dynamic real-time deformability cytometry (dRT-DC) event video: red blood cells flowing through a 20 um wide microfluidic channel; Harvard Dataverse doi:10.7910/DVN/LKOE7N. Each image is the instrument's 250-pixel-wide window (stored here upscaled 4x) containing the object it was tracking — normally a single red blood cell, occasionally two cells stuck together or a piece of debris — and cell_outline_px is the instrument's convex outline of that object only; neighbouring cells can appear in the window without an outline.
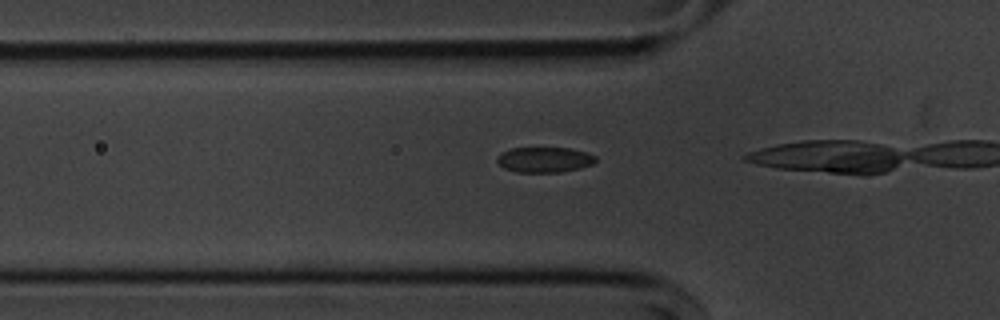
{"species": "common noctule bat (a hibernating species)", "species_latin": "Nyctalus noctula", "temperature_condition": "cold", "stored_images_in_passage": 12, "camera_frame_rate_fps": 3000, "um_per_image_px": 0.085, "animal": {"sex": "male", "body_mass_g": 20.1, "forearm_length_mm": 53.5}, "frame": {"image": 1, "passage_image": 3, "time_ms": 0.667, "image_size_px": [1000, 320], "cell_outline_px": [[596, 160], [592, 164], [580, 168], [560, 172], [516, 172], [504, 168], [496, 160], [496, 156], [500, 152], [512, 148], [568, 148], [588, 152], [596, 156]], "centroid_in_image_um": [46.26, 13.57], "position_along_channel_um": 79.5, "area_um2": 14.62}}
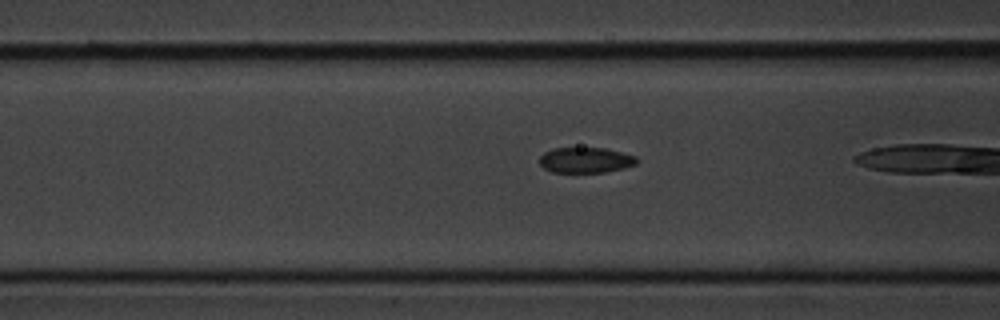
{"frame": {"image": 2, "passage_image": 6, "time_ms": 1.667, "image_size_px": [1000, 320], "cell_outline_px": [[640, 160], [636, 164], [624, 168], [604, 172], [552, 172], [544, 168], [540, 164], [540, 156], [544, 152], [552, 148], [604, 148], [636, 156]], "centroid_in_image_um": [49.78, 13.61], "position_along_channel_um": 116.8, "area_um2": 14.45}}
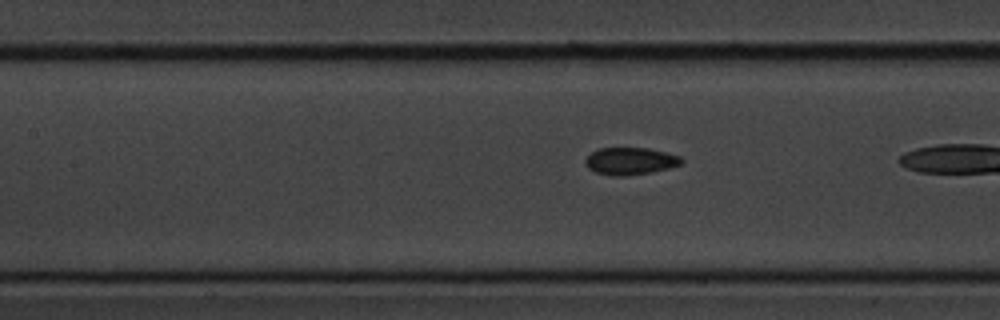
{"frame": {"image": 3, "passage_image": 9, "time_ms": 2.667, "image_size_px": [1000, 320], "cell_outline_px": [[684, 160], [680, 164], [668, 168], [652, 172], [624, 176], [612, 176], [596, 172], [588, 168], [584, 160], [592, 152], [600, 148], [648, 148], [680, 156]], "centroid_in_image_um": [53.56, 13.69], "position_along_channel_um": 153.8, "area_um2": 15.14}}